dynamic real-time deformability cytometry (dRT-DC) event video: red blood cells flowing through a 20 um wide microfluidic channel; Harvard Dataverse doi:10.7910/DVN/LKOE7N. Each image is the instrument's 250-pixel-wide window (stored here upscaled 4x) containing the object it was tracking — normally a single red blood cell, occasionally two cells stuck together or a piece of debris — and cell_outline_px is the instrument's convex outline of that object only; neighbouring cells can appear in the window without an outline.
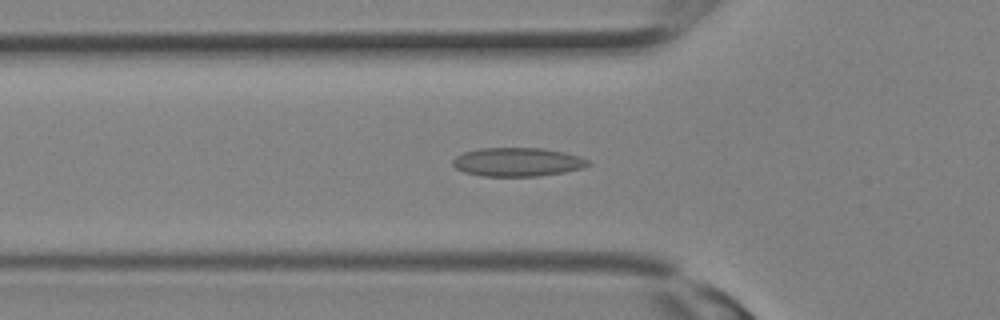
{"species": "Egyptian fruit bat (a non-hibernating species)", "species_latin": "Rousettus aegyptiacus", "temperature_condition": "room temperature", "stored_images_in_passage": 15, "camera_frame_rate_fps": 3000, "um_per_image_px": 0.085, "animal": {"sex": "female"}, "frame": {"image": 1, "passage_image": 9, "time_ms": 2.667, "image_size_px": [1000, 320], "cell_outline_px": [[592, 164], [580, 168], [564, 172], [540, 176], [484, 176], [464, 172], [456, 168], [452, 164], [452, 160], [456, 156], [464, 152], [480, 148], [540, 148], [564, 152], [580, 156], [588, 160]], "centroid_in_image_um": [43.98, 13.77], "position_along_channel_um": 81.8, "area_um2": 22.6}}
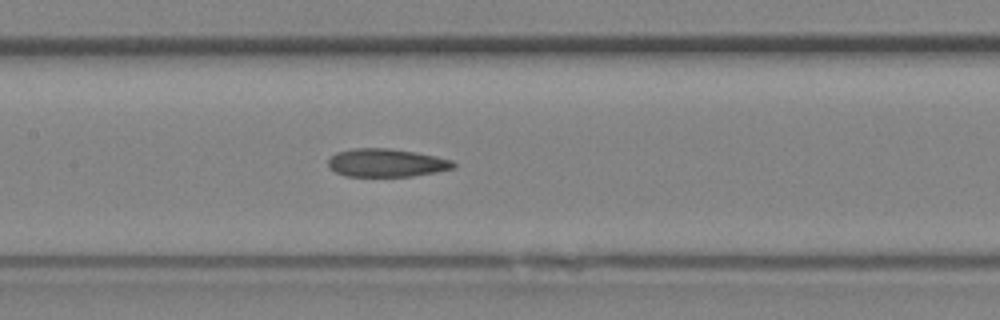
{"frame": {"image": 2, "passage_image": 13, "time_ms": 4.0, "image_size_px": [1000, 320], "cell_outline_px": [[456, 168], [436, 172], [412, 176], [344, 176], [328, 168], [328, 160], [336, 152], [352, 148], [388, 148], [436, 156], [452, 160], [456, 164]], "centroid_in_image_um": [32.83, 13.84], "position_along_channel_um": 174.6, "area_um2": 20.58}}
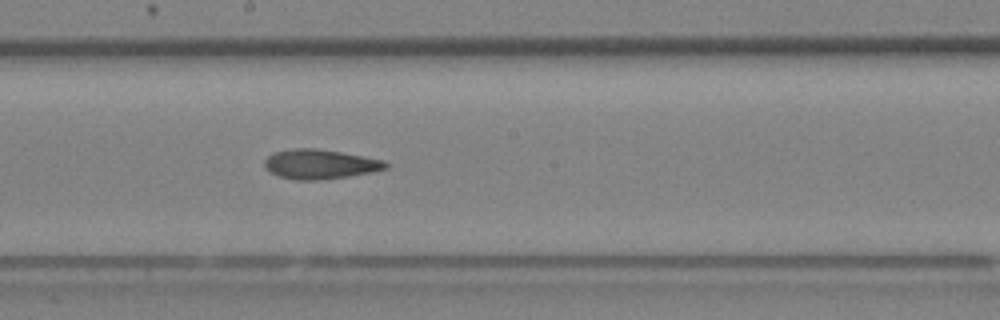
{"frame": {"image": 3, "passage_image": 15, "time_ms": 4.667, "image_size_px": [1000, 320], "cell_outline_px": [[392, 164], [388, 168], [372, 172], [348, 176], [320, 180], [296, 180], [280, 176], [264, 168], [264, 160], [272, 152], [292, 148], [316, 148], [364, 156], [384, 160]], "centroid_in_image_um": [27.22, 13.95], "position_along_channel_um": 221.0, "area_um2": 21.04}}